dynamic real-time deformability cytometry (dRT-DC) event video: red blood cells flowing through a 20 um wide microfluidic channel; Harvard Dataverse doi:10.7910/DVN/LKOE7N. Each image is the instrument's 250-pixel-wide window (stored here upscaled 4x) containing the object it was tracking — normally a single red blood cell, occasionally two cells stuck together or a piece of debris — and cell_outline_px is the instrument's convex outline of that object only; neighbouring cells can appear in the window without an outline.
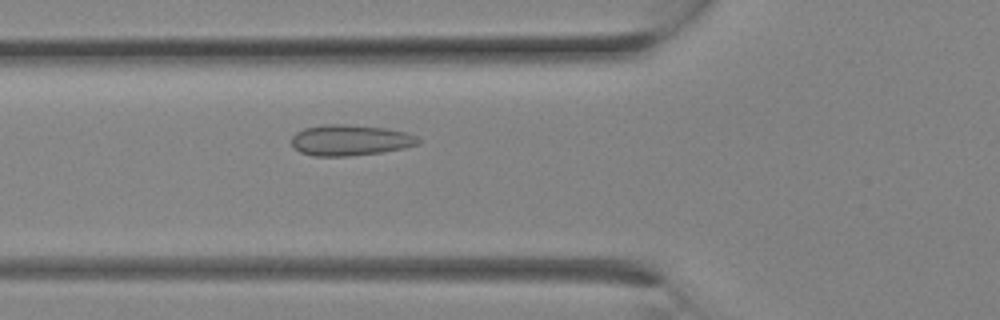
{"species": "Egyptian fruit bat (a non-hibernating species)", "species_latin": "Rousettus aegyptiacus", "temperature_condition": "room temperature", "stored_images_in_passage": 7, "camera_frame_rate_fps": 3000, "um_per_image_px": 0.085, "animal": {"sex": "female"}, "frame": {"image": 1, "passage_image": 7, "time_ms": 2.0, "image_size_px": [1000, 320], "cell_outline_px": [[420, 144], [404, 148], [380, 152], [352, 156], [312, 156], [300, 152], [292, 144], [292, 136], [296, 132], [304, 128], [324, 124], [344, 124], [384, 128], [404, 132], [416, 136], [420, 140]], "centroid_in_image_um": [29.75, 11.92], "position_along_channel_um": 96.1, "area_um2": 22.72}}